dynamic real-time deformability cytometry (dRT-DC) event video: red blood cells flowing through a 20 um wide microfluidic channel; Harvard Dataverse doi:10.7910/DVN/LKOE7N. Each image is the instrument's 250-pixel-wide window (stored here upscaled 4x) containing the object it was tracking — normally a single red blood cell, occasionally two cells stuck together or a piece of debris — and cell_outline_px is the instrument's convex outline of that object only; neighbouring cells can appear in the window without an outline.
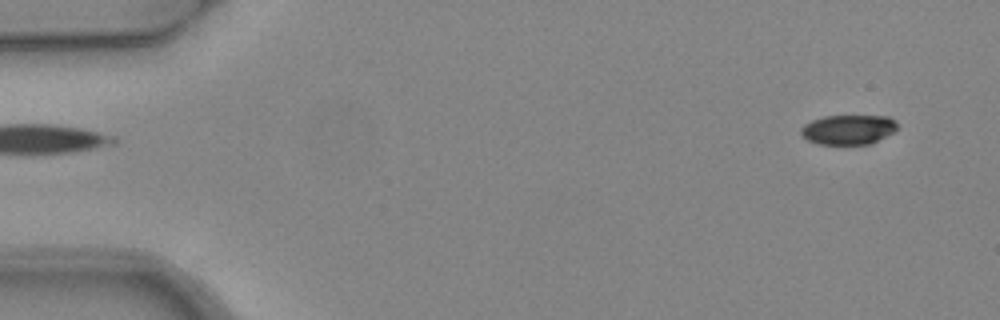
{"species": "common noctule bat (a hibernating species)", "species_latin": "Nyctalus noctula", "temperature_condition": "warm", "stored_images_in_passage": 3, "camera_frame_rate_fps": 3000, "um_per_image_px": 0.085, "animal": {"sex": "female", "body_mass_g": 24.6, "forearm_length_mm": 56.2}, "frame": {"image": 1, "passage_image": 1, "time_ms": 0.0, "image_size_px": [1000, 320], "cell_outline_px": [[896, 132], [872, 144], [816, 144], [808, 140], [800, 132], [800, 128], [804, 124], [812, 120], [824, 116], [888, 116], [896, 120]], "centroid_in_image_um": [72.14, 11.02], "position_along_channel_um": 12.9, "area_um2": 16.88}}